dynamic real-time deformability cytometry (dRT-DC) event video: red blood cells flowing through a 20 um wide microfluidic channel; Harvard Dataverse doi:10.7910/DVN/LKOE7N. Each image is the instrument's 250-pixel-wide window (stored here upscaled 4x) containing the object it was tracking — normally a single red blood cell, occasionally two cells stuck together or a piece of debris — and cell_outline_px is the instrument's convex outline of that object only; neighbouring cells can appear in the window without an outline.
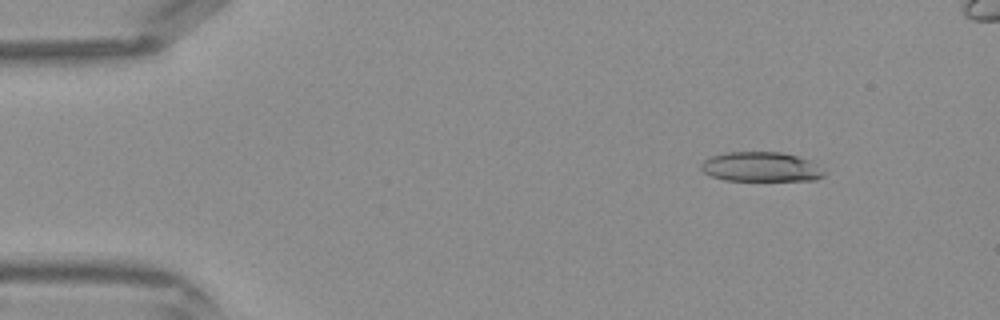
{"species": "Egyptian fruit bat (a non-hibernating species)", "species_latin": "Rousettus aegyptiacus", "temperature_condition": "warm", "stored_images_in_passage": 41, "camera_frame_rate_fps": 3000, "um_per_image_px": 0.085, "frame": {"image": 1, "passage_image": 5, "time_ms": 1.333, "image_size_px": [1000, 320], "cell_outline_px": [[824, 176], [816, 180], [724, 180], [712, 176], [704, 172], [700, 168], [700, 164], [704, 160], [712, 156], [724, 152], [780, 152], [812, 160], [824, 172]], "centroid_in_image_um": [64.67, 14.18], "position_along_channel_um": 20.3, "area_um2": 21.21}}
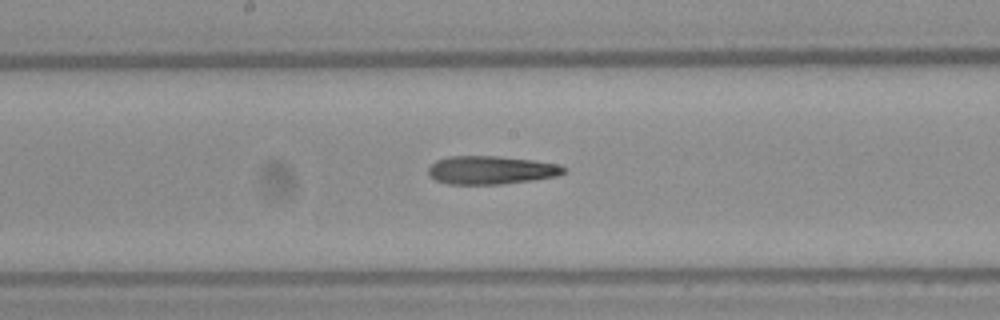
{"frame": {"image": 2, "passage_image": 22, "time_ms": 7.0, "image_size_px": [1000, 320], "cell_outline_px": [[568, 172], [556, 176], [532, 180], [500, 184], [448, 184], [436, 180], [428, 176], [428, 168], [436, 160], [448, 156], [496, 156], [532, 160], [560, 164], [568, 168]], "centroid_in_image_um": [41.76, 14.45], "position_along_channel_um": 206.4, "area_um2": 22.48}}
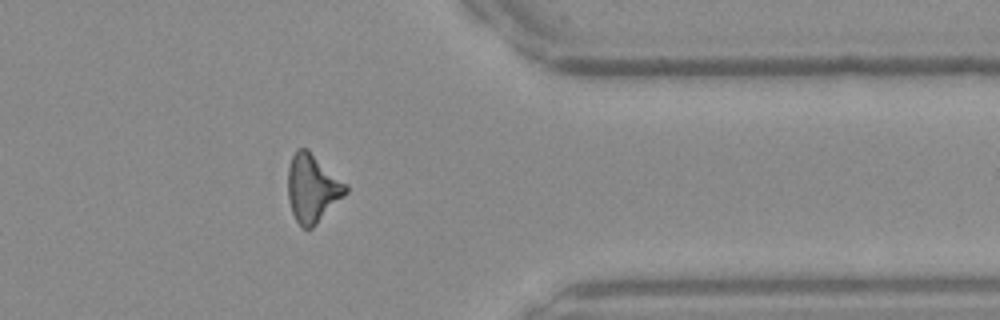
{"frame": {"image": 3, "passage_image": 34, "time_ms": 11.0, "image_size_px": [1000, 320], "cell_outline_px": [[348, 192], [312, 228], [304, 228], [296, 220], [292, 212], [288, 200], [288, 168], [292, 156], [296, 148], [308, 148], [348, 184]], "centroid_in_image_um": [26.57, 15.96], "position_along_channel_um": 384.8, "area_um2": 23.06}}